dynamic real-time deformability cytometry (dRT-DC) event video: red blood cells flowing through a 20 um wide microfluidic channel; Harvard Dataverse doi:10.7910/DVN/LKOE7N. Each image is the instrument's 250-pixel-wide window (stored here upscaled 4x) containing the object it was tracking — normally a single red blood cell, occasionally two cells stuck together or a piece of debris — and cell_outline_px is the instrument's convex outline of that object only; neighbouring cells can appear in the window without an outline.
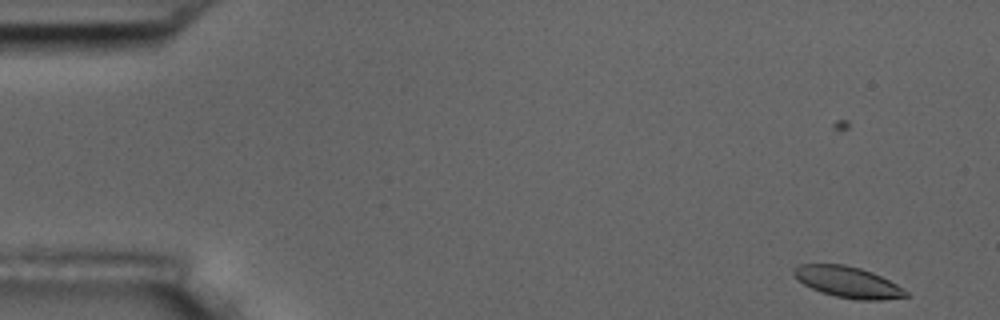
{"species": "common noctule bat (a hibernating species)", "species_latin": "Nyctalus noctula", "temperature_condition": "room temperature", "stored_images_in_passage": 17, "camera_frame_rate_fps": 3000, "um_per_image_px": 0.085, "animal": {"sex": "male", "body_mass_g": 17.5, "forearm_length_mm": 52.3}, "frame": {"image": 1, "passage_image": 2, "time_ms": 0.333, "image_size_px": [1000, 320], "cell_outline_px": [[912, 296], [880, 300], [860, 300], [836, 296], [820, 292], [804, 284], [792, 272], [792, 268], [800, 264], [844, 264], [860, 268], [872, 272], [896, 284], [908, 292]], "centroid_in_image_um": [72.08, 23.97], "position_along_channel_um": 12.9, "area_um2": 20.17}}
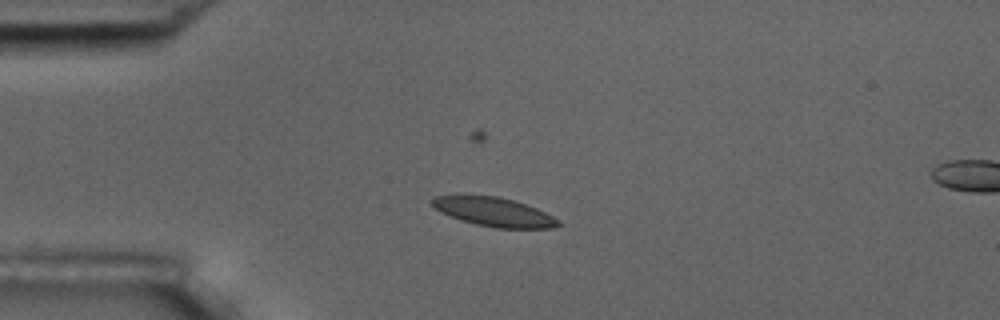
{"frame": {"image": 2, "passage_image": 13, "time_ms": 4.0, "image_size_px": [1000, 320], "cell_outline_px": [[560, 224], [552, 228], [496, 228], [476, 224], [460, 220], [440, 212], [428, 200], [432, 196], [500, 196], [536, 208], [560, 220]], "centroid_in_image_um": [41.96, 18.02], "position_along_channel_um": 43.0, "area_um2": 21.04}}